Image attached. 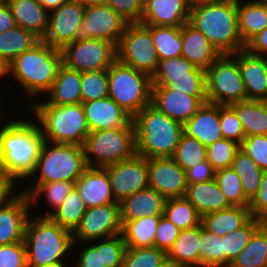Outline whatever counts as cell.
Instances as JSON below:
<instances>
[{
    "mask_svg": "<svg viewBox=\"0 0 267 267\" xmlns=\"http://www.w3.org/2000/svg\"><path fill=\"white\" fill-rule=\"evenodd\" d=\"M149 187L165 199L184 197L187 187L186 171L172 157L148 158Z\"/></svg>",
    "mask_w": 267,
    "mask_h": 267,
    "instance_id": "cell-17",
    "label": "cell"
},
{
    "mask_svg": "<svg viewBox=\"0 0 267 267\" xmlns=\"http://www.w3.org/2000/svg\"><path fill=\"white\" fill-rule=\"evenodd\" d=\"M24 244L27 266L44 265L72 257V232L55 223L50 217L30 215L25 229ZM70 253V254H69Z\"/></svg>",
    "mask_w": 267,
    "mask_h": 267,
    "instance_id": "cell-5",
    "label": "cell"
},
{
    "mask_svg": "<svg viewBox=\"0 0 267 267\" xmlns=\"http://www.w3.org/2000/svg\"><path fill=\"white\" fill-rule=\"evenodd\" d=\"M245 49L254 55H267V27L253 37L246 45Z\"/></svg>",
    "mask_w": 267,
    "mask_h": 267,
    "instance_id": "cell-61",
    "label": "cell"
},
{
    "mask_svg": "<svg viewBox=\"0 0 267 267\" xmlns=\"http://www.w3.org/2000/svg\"><path fill=\"white\" fill-rule=\"evenodd\" d=\"M61 65V51L42 40L10 63V77L18 82L23 95L30 100L23 109L50 90Z\"/></svg>",
    "mask_w": 267,
    "mask_h": 267,
    "instance_id": "cell-2",
    "label": "cell"
},
{
    "mask_svg": "<svg viewBox=\"0 0 267 267\" xmlns=\"http://www.w3.org/2000/svg\"><path fill=\"white\" fill-rule=\"evenodd\" d=\"M228 267H267V223H263Z\"/></svg>",
    "mask_w": 267,
    "mask_h": 267,
    "instance_id": "cell-36",
    "label": "cell"
},
{
    "mask_svg": "<svg viewBox=\"0 0 267 267\" xmlns=\"http://www.w3.org/2000/svg\"><path fill=\"white\" fill-rule=\"evenodd\" d=\"M125 248L122 232L102 239V258L105 267H123Z\"/></svg>",
    "mask_w": 267,
    "mask_h": 267,
    "instance_id": "cell-50",
    "label": "cell"
},
{
    "mask_svg": "<svg viewBox=\"0 0 267 267\" xmlns=\"http://www.w3.org/2000/svg\"><path fill=\"white\" fill-rule=\"evenodd\" d=\"M40 4L48 11L57 9L63 3H66L68 0H38Z\"/></svg>",
    "mask_w": 267,
    "mask_h": 267,
    "instance_id": "cell-63",
    "label": "cell"
},
{
    "mask_svg": "<svg viewBox=\"0 0 267 267\" xmlns=\"http://www.w3.org/2000/svg\"><path fill=\"white\" fill-rule=\"evenodd\" d=\"M206 147L193 137L182 133L173 160L185 171L207 160Z\"/></svg>",
    "mask_w": 267,
    "mask_h": 267,
    "instance_id": "cell-45",
    "label": "cell"
},
{
    "mask_svg": "<svg viewBox=\"0 0 267 267\" xmlns=\"http://www.w3.org/2000/svg\"><path fill=\"white\" fill-rule=\"evenodd\" d=\"M0 267H28L24 241L0 245Z\"/></svg>",
    "mask_w": 267,
    "mask_h": 267,
    "instance_id": "cell-55",
    "label": "cell"
},
{
    "mask_svg": "<svg viewBox=\"0 0 267 267\" xmlns=\"http://www.w3.org/2000/svg\"><path fill=\"white\" fill-rule=\"evenodd\" d=\"M163 216L181 230L200 226L202 220L197 209L185 197L167 198Z\"/></svg>",
    "mask_w": 267,
    "mask_h": 267,
    "instance_id": "cell-39",
    "label": "cell"
},
{
    "mask_svg": "<svg viewBox=\"0 0 267 267\" xmlns=\"http://www.w3.org/2000/svg\"><path fill=\"white\" fill-rule=\"evenodd\" d=\"M199 267H225L223 236L219 237L199 226Z\"/></svg>",
    "mask_w": 267,
    "mask_h": 267,
    "instance_id": "cell-43",
    "label": "cell"
},
{
    "mask_svg": "<svg viewBox=\"0 0 267 267\" xmlns=\"http://www.w3.org/2000/svg\"><path fill=\"white\" fill-rule=\"evenodd\" d=\"M198 246L199 226L181 230L167 257L179 267H199Z\"/></svg>",
    "mask_w": 267,
    "mask_h": 267,
    "instance_id": "cell-34",
    "label": "cell"
},
{
    "mask_svg": "<svg viewBox=\"0 0 267 267\" xmlns=\"http://www.w3.org/2000/svg\"><path fill=\"white\" fill-rule=\"evenodd\" d=\"M60 51L62 64L80 73L108 69L116 61V46L107 40H75Z\"/></svg>",
    "mask_w": 267,
    "mask_h": 267,
    "instance_id": "cell-12",
    "label": "cell"
},
{
    "mask_svg": "<svg viewBox=\"0 0 267 267\" xmlns=\"http://www.w3.org/2000/svg\"><path fill=\"white\" fill-rule=\"evenodd\" d=\"M239 36L244 45L267 27V3L237 0Z\"/></svg>",
    "mask_w": 267,
    "mask_h": 267,
    "instance_id": "cell-30",
    "label": "cell"
},
{
    "mask_svg": "<svg viewBox=\"0 0 267 267\" xmlns=\"http://www.w3.org/2000/svg\"><path fill=\"white\" fill-rule=\"evenodd\" d=\"M220 125L224 139L241 144L245 133L235 111L229 105H220Z\"/></svg>",
    "mask_w": 267,
    "mask_h": 267,
    "instance_id": "cell-51",
    "label": "cell"
},
{
    "mask_svg": "<svg viewBox=\"0 0 267 267\" xmlns=\"http://www.w3.org/2000/svg\"><path fill=\"white\" fill-rule=\"evenodd\" d=\"M8 75H10V63L6 59L0 57V81H2V79L5 80L4 77L8 78Z\"/></svg>",
    "mask_w": 267,
    "mask_h": 267,
    "instance_id": "cell-64",
    "label": "cell"
},
{
    "mask_svg": "<svg viewBox=\"0 0 267 267\" xmlns=\"http://www.w3.org/2000/svg\"><path fill=\"white\" fill-rule=\"evenodd\" d=\"M183 131L205 147L222 139L220 105L204 102L198 111L183 125Z\"/></svg>",
    "mask_w": 267,
    "mask_h": 267,
    "instance_id": "cell-24",
    "label": "cell"
},
{
    "mask_svg": "<svg viewBox=\"0 0 267 267\" xmlns=\"http://www.w3.org/2000/svg\"><path fill=\"white\" fill-rule=\"evenodd\" d=\"M73 187L74 183L69 181H56L38 185L28 195L30 205L31 207H34L37 204L36 206H38L39 199L41 200L42 198L45 199L41 201L46 202L44 204L45 206L47 204L45 208H47L48 211L46 209L42 211L44 213H39V215L36 214V216L49 217L61 205V203Z\"/></svg>",
    "mask_w": 267,
    "mask_h": 267,
    "instance_id": "cell-38",
    "label": "cell"
},
{
    "mask_svg": "<svg viewBox=\"0 0 267 267\" xmlns=\"http://www.w3.org/2000/svg\"><path fill=\"white\" fill-rule=\"evenodd\" d=\"M165 200L161 194L150 187L124 198L119 202L122 225L141 217L162 216Z\"/></svg>",
    "mask_w": 267,
    "mask_h": 267,
    "instance_id": "cell-26",
    "label": "cell"
},
{
    "mask_svg": "<svg viewBox=\"0 0 267 267\" xmlns=\"http://www.w3.org/2000/svg\"><path fill=\"white\" fill-rule=\"evenodd\" d=\"M262 224L263 222L251 217L243 226L223 236L225 267H228L234 258L242 251L250 241L253 233Z\"/></svg>",
    "mask_w": 267,
    "mask_h": 267,
    "instance_id": "cell-44",
    "label": "cell"
},
{
    "mask_svg": "<svg viewBox=\"0 0 267 267\" xmlns=\"http://www.w3.org/2000/svg\"><path fill=\"white\" fill-rule=\"evenodd\" d=\"M84 11V6L69 0L50 11L48 30L42 41L59 50L75 41Z\"/></svg>",
    "mask_w": 267,
    "mask_h": 267,
    "instance_id": "cell-16",
    "label": "cell"
},
{
    "mask_svg": "<svg viewBox=\"0 0 267 267\" xmlns=\"http://www.w3.org/2000/svg\"><path fill=\"white\" fill-rule=\"evenodd\" d=\"M184 197L194 205L201 217L231 206L215 179L188 183Z\"/></svg>",
    "mask_w": 267,
    "mask_h": 267,
    "instance_id": "cell-29",
    "label": "cell"
},
{
    "mask_svg": "<svg viewBox=\"0 0 267 267\" xmlns=\"http://www.w3.org/2000/svg\"><path fill=\"white\" fill-rule=\"evenodd\" d=\"M245 152L263 170H267V135L245 137L240 144Z\"/></svg>",
    "mask_w": 267,
    "mask_h": 267,
    "instance_id": "cell-53",
    "label": "cell"
},
{
    "mask_svg": "<svg viewBox=\"0 0 267 267\" xmlns=\"http://www.w3.org/2000/svg\"><path fill=\"white\" fill-rule=\"evenodd\" d=\"M87 167L83 146L44 141L36 169L30 177V180L36 179L30 182V186L23 185L21 191L29 195L40 184L56 181L75 183Z\"/></svg>",
    "mask_w": 267,
    "mask_h": 267,
    "instance_id": "cell-7",
    "label": "cell"
},
{
    "mask_svg": "<svg viewBox=\"0 0 267 267\" xmlns=\"http://www.w3.org/2000/svg\"><path fill=\"white\" fill-rule=\"evenodd\" d=\"M180 231L181 229L162 215L156 231L155 247L168 253L179 237Z\"/></svg>",
    "mask_w": 267,
    "mask_h": 267,
    "instance_id": "cell-57",
    "label": "cell"
},
{
    "mask_svg": "<svg viewBox=\"0 0 267 267\" xmlns=\"http://www.w3.org/2000/svg\"><path fill=\"white\" fill-rule=\"evenodd\" d=\"M88 128L91 131L130 126L132 117L109 97L82 103Z\"/></svg>",
    "mask_w": 267,
    "mask_h": 267,
    "instance_id": "cell-20",
    "label": "cell"
},
{
    "mask_svg": "<svg viewBox=\"0 0 267 267\" xmlns=\"http://www.w3.org/2000/svg\"><path fill=\"white\" fill-rule=\"evenodd\" d=\"M105 4L109 5L128 24L141 22L144 0H106Z\"/></svg>",
    "mask_w": 267,
    "mask_h": 267,
    "instance_id": "cell-54",
    "label": "cell"
},
{
    "mask_svg": "<svg viewBox=\"0 0 267 267\" xmlns=\"http://www.w3.org/2000/svg\"><path fill=\"white\" fill-rule=\"evenodd\" d=\"M1 98H2V97L0 96V108H2L3 105L6 106V102H4V100H2ZM2 101H3L5 104H3ZM1 102H2V103H1ZM5 116H7V115H6V113L4 114V110L1 112V109H0V121L3 120L2 122H6V121H7L6 118H9V119H10V116H7V117H5ZM4 119H5V120H4ZM0 123H1V122H0ZM0 125H1V126H0V127H1V128H0V132H1V129H2V127L4 126V124L1 123Z\"/></svg>",
    "mask_w": 267,
    "mask_h": 267,
    "instance_id": "cell-68",
    "label": "cell"
},
{
    "mask_svg": "<svg viewBox=\"0 0 267 267\" xmlns=\"http://www.w3.org/2000/svg\"><path fill=\"white\" fill-rule=\"evenodd\" d=\"M156 267H179L170 258H166Z\"/></svg>",
    "mask_w": 267,
    "mask_h": 267,
    "instance_id": "cell-69",
    "label": "cell"
},
{
    "mask_svg": "<svg viewBox=\"0 0 267 267\" xmlns=\"http://www.w3.org/2000/svg\"><path fill=\"white\" fill-rule=\"evenodd\" d=\"M265 105L267 106V98L264 100Z\"/></svg>",
    "mask_w": 267,
    "mask_h": 267,
    "instance_id": "cell-72",
    "label": "cell"
},
{
    "mask_svg": "<svg viewBox=\"0 0 267 267\" xmlns=\"http://www.w3.org/2000/svg\"><path fill=\"white\" fill-rule=\"evenodd\" d=\"M159 60L182 56V26H151Z\"/></svg>",
    "mask_w": 267,
    "mask_h": 267,
    "instance_id": "cell-40",
    "label": "cell"
},
{
    "mask_svg": "<svg viewBox=\"0 0 267 267\" xmlns=\"http://www.w3.org/2000/svg\"><path fill=\"white\" fill-rule=\"evenodd\" d=\"M167 258L157 247L125 248L123 267H156Z\"/></svg>",
    "mask_w": 267,
    "mask_h": 267,
    "instance_id": "cell-48",
    "label": "cell"
},
{
    "mask_svg": "<svg viewBox=\"0 0 267 267\" xmlns=\"http://www.w3.org/2000/svg\"><path fill=\"white\" fill-rule=\"evenodd\" d=\"M181 77H206V70L196 67L182 56L159 60L151 82L152 86H167L170 78Z\"/></svg>",
    "mask_w": 267,
    "mask_h": 267,
    "instance_id": "cell-33",
    "label": "cell"
},
{
    "mask_svg": "<svg viewBox=\"0 0 267 267\" xmlns=\"http://www.w3.org/2000/svg\"><path fill=\"white\" fill-rule=\"evenodd\" d=\"M220 1L221 0H188L190 7L205 3H218Z\"/></svg>",
    "mask_w": 267,
    "mask_h": 267,
    "instance_id": "cell-66",
    "label": "cell"
},
{
    "mask_svg": "<svg viewBox=\"0 0 267 267\" xmlns=\"http://www.w3.org/2000/svg\"><path fill=\"white\" fill-rule=\"evenodd\" d=\"M215 180L231 206H250V200L244 194L240 177L232 167L217 170Z\"/></svg>",
    "mask_w": 267,
    "mask_h": 267,
    "instance_id": "cell-46",
    "label": "cell"
},
{
    "mask_svg": "<svg viewBox=\"0 0 267 267\" xmlns=\"http://www.w3.org/2000/svg\"><path fill=\"white\" fill-rule=\"evenodd\" d=\"M69 1L76 2L84 7H90V6L105 4L106 0H69Z\"/></svg>",
    "mask_w": 267,
    "mask_h": 267,
    "instance_id": "cell-65",
    "label": "cell"
},
{
    "mask_svg": "<svg viewBox=\"0 0 267 267\" xmlns=\"http://www.w3.org/2000/svg\"><path fill=\"white\" fill-rule=\"evenodd\" d=\"M91 242H86V245L88 244L87 246L84 245L85 242H83V248H80L78 243L73 244V250H75V252L77 251L75 257L78 254V259L75 260V264L73 262L75 267H105L102 258V239L93 240Z\"/></svg>",
    "mask_w": 267,
    "mask_h": 267,
    "instance_id": "cell-52",
    "label": "cell"
},
{
    "mask_svg": "<svg viewBox=\"0 0 267 267\" xmlns=\"http://www.w3.org/2000/svg\"><path fill=\"white\" fill-rule=\"evenodd\" d=\"M220 52L189 22L182 25V57L196 67L207 70L220 56Z\"/></svg>",
    "mask_w": 267,
    "mask_h": 267,
    "instance_id": "cell-27",
    "label": "cell"
},
{
    "mask_svg": "<svg viewBox=\"0 0 267 267\" xmlns=\"http://www.w3.org/2000/svg\"><path fill=\"white\" fill-rule=\"evenodd\" d=\"M16 25L34 33L41 40L48 30L49 12L38 0H6Z\"/></svg>",
    "mask_w": 267,
    "mask_h": 267,
    "instance_id": "cell-28",
    "label": "cell"
},
{
    "mask_svg": "<svg viewBox=\"0 0 267 267\" xmlns=\"http://www.w3.org/2000/svg\"><path fill=\"white\" fill-rule=\"evenodd\" d=\"M116 60L152 77L159 59L152 39L151 26L141 23L128 24L116 45Z\"/></svg>",
    "mask_w": 267,
    "mask_h": 267,
    "instance_id": "cell-11",
    "label": "cell"
},
{
    "mask_svg": "<svg viewBox=\"0 0 267 267\" xmlns=\"http://www.w3.org/2000/svg\"><path fill=\"white\" fill-rule=\"evenodd\" d=\"M207 102L206 96H191L169 89L167 86H152L151 105L169 118L183 125Z\"/></svg>",
    "mask_w": 267,
    "mask_h": 267,
    "instance_id": "cell-18",
    "label": "cell"
},
{
    "mask_svg": "<svg viewBox=\"0 0 267 267\" xmlns=\"http://www.w3.org/2000/svg\"><path fill=\"white\" fill-rule=\"evenodd\" d=\"M107 69L82 73L81 103L108 97Z\"/></svg>",
    "mask_w": 267,
    "mask_h": 267,
    "instance_id": "cell-47",
    "label": "cell"
},
{
    "mask_svg": "<svg viewBox=\"0 0 267 267\" xmlns=\"http://www.w3.org/2000/svg\"><path fill=\"white\" fill-rule=\"evenodd\" d=\"M25 110L35 116L45 141L83 146L89 134L82 103L31 104Z\"/></svg>",
    "mask_w": 267,
    "mask_h": 267,
    "instance_id": "cell-6",
    "label": "cell"
},
{
    "mask_svg": "<svg viewBox=\"0 0 267 267\" xmlns=\"http://www.w3.org/2000/svg\"><path fill=\"white\" fill-rule=\"evenodd\" d=\"M216 170L205 160L186 171L187 183H199L215 179Z\"/></svg>",
    "mask_w": 267,
    "mask_h": 267,
    "instance_id": "cell-59",
    "label": "cell"
},
{
    "mask_svg": "<svg viewBox=\"0 0 267 267\" xmlns=\"http://www.w3.org/2000/svg\"><path fill=\"white\" fill-rule=\"evenodd\" d=\"M87 209L85 202L73 187L61 205L49 217L61 227L73 232Z\"/></svg>",
    "mask_w": 267,
    "mask_h": 267,
    "instance_id": "cell-42",
    "label": "cell"
},
{
    "mask_svg": "<svg viewBox=\"0 0 267 267\" xmlns=\"http://www.w3.org/2000/svg\"><path fill=\"white\" fill-rule=\"evenodd\" d=\"M229 106L240 120L245 137L267 135V106L264 101L244 100Z\"/></svg>",
    "mask_w": 267,
    "mask_h": 267,
    "instance_id": "cell-32",
    "label": "cell"
},
{
    "mask_svg": "<svg viewBox=\"0 0 267 267\" xmlns=\"http://www.w3.org/2000/svg\"><path fill=\"white\" fill-rule=\"evenodd\" d=\"M257 1L267 3V0H257Z\"/></svg>",
    "mask_w": 267,
    "mask_h": 267,
    "instance_id": "cell-71",
    "label": "cell"
},
{
    "mask_svg": "<svg viewBox=\"0 0 267 267\" xmlns=\"http://www.w3.org/2000/svg\"><path fill=\"white\" fill-rule=\"evenodd\" d=\"M251 216L267 223V170L263 171L258 193L250 201Z\"/></svg>",
    "mask_w": 267,
    "mask_h": 267,
    "instance_id": "cell-58",
    "label": "cell"
},
{
    "mask_svg": "<svg viewBox=\"0 0 267 267\" xmlns=\"http://www.w3.org/2000/svg\"><path fill=\"white\" fill-rule=\"evenodd\" d=\"M136 152L145 158L172 157L182 135L183 124L169 118L151 104L132 118Z\"/></svg>",
    "mask_w": 267,
    "mask_h": 267,
    "instance_id": "cell-4",
    "label": "cell"
},
{
    "mask_svg": "<svg viewBox=\"0 0 267 267\" xmlns=\"http://www.w3.org/2000/svg\"><path fill=\"white\" fill-rule=\"evenodd\" d=\"M69 261L67 260H60V261H56V262H53V263H50V264H47V265H44L42 267H68L70 266L68 264ZM68 264V265H67Z\"/></svg>",
    "mask_w": 267,
    "mask_h": 267,
    "instance_id": "cell-67",
    "label": "cell"
},
{
    "mask_svg": "<svg viewBox=\"0 0 267 267\" xmlns=\"http://www.w3.org/2000/svg\"><path fill=\"white\" fill-rule=\"evenodd\" d=\"M120 203L88 208L79 225L72 232L73 242L82 244L121 233Z\"/></svg>",
    "mask_w": 267,
    "mask_h": 267,
    "instance_id": "cell-13",
    "label": "cell"
},
{
    "mask_svg": "<svg viewBox=\"0 0 267 267\" xmlns=\"http://www.w3.org/2000/svg\"><path fill=\"white\" fill-rule=\"evenodd\" d=\"M128 23L109 5L85 7L83 21L76 32V40L100 39L118 44Z\"/></svg>",
    "mask_w": 267,
    "mask_h": 267,
    "instance_id": "cell-14",
    "label": "cell"
},
{
    "mask_svg": "<svg viewBox=\"0 0 267 267\" xmlns=\"http://www.w3.org/2000/svg\"><path fill=\"white\" fill-rule=\"evenodd\" d=\"M108 97L132 118L151 104V77L116 60L108 69Z\"/></svg>",
    "mask_w": 267,
    "mask_h": 267,
    "instance_id": "cell-9",
    "label": "cell"
},
{
    "mask_svg": "<svg viewBox=\"0 0 267 267\" xmlns=\"http://www.w3.org/2000/svg\"><path fill=\"white\" fill-rule=\"evenodd\" d=\"M231 167L240 177L244 194L251 201L259 191L263 170L240 148Z\"/></svg>",
    "mask_w": 267,
    "mask_h": 267,
    "instance_id": "cell-41",
    "label": "cell"
},
{
    "mask_svg": "<svg viewBox=\"0 0 267 267\" xmlns=\"http://www.w3.org/2000/svg\"><path fill=\"white\" fill-rule=\"evenodd\" d=\"M74 187L87 208L119 203L115 200L107 171L103 167H87Z\"/></svg>",
    "mask_w": 267,
    "mask_h": 267,
    "instance_id": "cell-21",
    "label": "cell"
},
{
    "mask_svg": "<svg viewBox=\"0 0 267 267\" xmlns=\"http://www.w3.org/2000/svg\"><path fill=\"white\" fill-rule=\"evenodd\" d=\"M0 132V161L3 172L16 182L34 173L45 141L36 119L13 116Z\"/></svg>",
    "mask_w": 267,
    "mask_h": 267,
    "instance_id": "cell-1",
    "label": "cell"
},
{
    "mask_svg": "<svg viewBox=\"0 0 267 267\" xmlns=\"http://www.w3.org/2000/svg\"><path fill=\"white\" fill-rule=\"evenodd\" d=\"M31 210L28 195L21 190L13 200L0 208V245L24 241Z\"/></svg>",
    "mask_w": 267,
    "mask_h": 267,
    "instance_id": "cell-19",
    "label": "cell"
},
{
    "mask_svg": "<svg viewBox=\"0 0 267 267\" xmlns=\"http://www.w3.org/2000/svg\"><path fill=\"white\" fill-rule=\"evenodd\" d=\"M244 82L247 100L264 101L267 98V60L265 56L254 55L246 49L235 52Z\"/></svg>",
    "mask_w": 267,
    "mask_h": 267,
    "instance_id": "cell-23",
    "label": "cell"
},
{
    "mask_svg": "<svg viewBox=\"0 0 267 267\" xmlns=\"http://www.w3.org/2000/svg\"><path fill=\"white\" fill-rule=\"evenodd\" d=\"M88 167H105L133 158L136 152L135 127L91 131L83 144Z\"/></svg>",
    "mask_w": 267,
    "mask_h": 267,
    "instance_id": "cell-8",
    "label": "cell"
},
{
    "mask_svg": "<svg viewBox=\"0 0 267 267\" xmlns=\"http://www.w3.org/2000/svg\"><path fill=\"white\" fill-rule=\"evenodd\" d=\"M19 184L22 183L17 182L16 185V181L4 172L0 175V208L8 204L19 194L20 191L18 190H21L17 188Z\"/></svg>",
    "mask_w": 267,
    "mask_h": 267,
    "instance_id": "cell-60",
    "label": "cell"
},
{
    "mask_svg": "<svg viewBox=\"0 0 267 267\" xmlns=\"http://www.w3.org/2000/svg\"><path fill=\"white\" fill-rule=\"evenodd\" d=\"M189 23L198 29L220 54L245 49L237 21V0H221L191 7Z\"/></svg>",
    "mask_w": 267,
    "mask_h": 267,
    "instance_id": "cell-3",
    "label": "cell"
},
{
    "mask_svg": "<svg viewBox=\"0 0 267 267\" xmlns=\"http://www.w3.org/2000/svg\"><path fill=\"white\" fill-rule=\"evenodd\" d=\"M82 73L64 66L59 67L58 73L50 90L43 96V101L34 100V104L72 105L81 103ZM37 101V103H36Z\"/></svg>",
    "mask_w": 267,
    "mask_h": 267,
    "instance_id": "cell-25",
    "label": "cell"
},
{
    "mask_svg": "<svg viewBox=\"0 0 267 267\" xmlns=\"http://www.w3.org/2000/svg\"><path fill=\"white\" fill-rule=\"evenodd\" d=\"M3 173V169L1 167V161H0V175Z\"/></svg>",
    "mask_w": 267,
    "mask_h": 267,
    "instance_id": "cell-70",
    "label": "cell"
},
{
    "mask_svg": "<svg viewBox=\"0 0 267 267\" xmlns=\"http://www.w3.org/2000/svg\"><path fill=\"white\" fill-rule=\"evenodd\" d=\"M109 176L112 192L117 202L149 187L148 159L133 158L103 167Z\"/></svg>",
    "mask_w": 267,
    "mask_h": 267,
    "instance_id": "cell-15",
    "label": "cell"
},
{
    "mask_svg": "<svg viewBox=\"0 0 267 267\" xmlns=\"http://www.w3.org/2000/svg\"><path fill=\"white\" fill-rule=\"evenodd\" d=\"M160 217L148 216L128 221L122 230L126 247H155V237Z\"/></svg>",
    "mask_w": 267,
    "mask_h": 267,
    "instance_id": "cell-35",
    "label": "cell"
},
{
    "mask_svg": "<svg viewBox=\"0 0 267 267\" xmlns=\"http://www.w3.org/2000/svg\"><path fill=\"white\" fill-rule=\"evenodd\" d=\"M169 89L191 96H206V77L170 78Z\"/></svg>",
    "mask_w": 267,
    "mask_h": 267,
    "instance_id": "cell-56",
    "label": "cell"
},
{
    "mask_svg": "<svg viewBox=\"0 0 267 267\" xmlns=\"http://www.w3.org/2000/svg\"><path fill=\"white\" fill-rule=\"evenodd\" d=\"M188 0H144L141 24L146 26H182L189 22Z\"/></svg>",
    "mask_w": 267,
    "mask_h": 267,
    "instance_id": "cell-22",
    "label": "cell"
},
{
    "mask_svg": "<svg viewBox=\"0 0 267 267\" xmlns=\"http://www.w3.org/2000/svg\"><path fill=\"white\" fill-rule=\"evenodd\" d=\"M41 41L34 33L20 26L0 32V57L11 63L17 56Z\"/></svg>",
    "mask_w": 267,
    "mask_h": 267,
    "instance_id": "cell-37",
    "label": "cell"
},
{
    "mask_svg": "<svg viewBox=\"0 0 267 267\" xmlns=\"http://www.w3.org/2000/svg\"><path fill=\"white\" fill-rule=\"evenodd\" d=\"M240 148L236 142L228 139H220L206 147L207 161L217 171L231 167L235 153Z\"/></svg>",
    "mask_w": 267,
    "mask_h": 267,
    "instance_id": "cell-49",
    "label": "cell"
},
{
    "mask_svg": "<svg viewBox=\"0 0 267 267\" xmlns=\"http://www.w3.org/2000/svg\"><path fill=\"white\" fill-rule=\"evenodd\" d=\"M207 102L230 105L247 100L237 54H221L206 70Z\"/></svg>",
    "mask_w": 267,
    "mask_h": 267,
    "instance_id": "cell-10",
    "label": "cell"
},
{
    "mask_svg": "<svg viewBox=\"0 0 267 267\" xmlns=\"http://www.w3.org/2000/svg\"><path fill=\"white\" fill-rule=\"evenodd\" d=\"M16 25L15 19L12 16L10 7L6 0L0 1V32L8 31Z\"/></svg>",
    "mask_w": 267,
    "mask_h": 267,
    "instance_id": "cell-62",
    "label": "cell"
},
{
    "mask_svg": "<svg viewBox=\"0 0 267 267\" xmlns=\"http://www.w3.org/2000/svg\"><path fill=\"white\" fill-rule=\"evenodd\" d=\"M249 207L230 206L202 217V227L219 237L233 232L243 226L250 218Z\"/></svg>",
    "mask_w": 267,
    "mask_h": 267,
    "instance_id": "cell-31",
    "label": "cell"
}]
</instances>
